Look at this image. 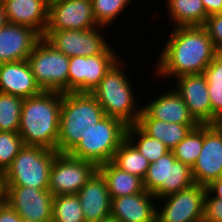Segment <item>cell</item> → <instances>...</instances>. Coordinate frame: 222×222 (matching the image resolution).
Here are the masks:
<instances>
[{
    "mask_svg": "<svg viewBox=\"0 0 222 222\" xmlns=\"http://www.w3.org/2000/svg\"><path fill=\"white\" fill-rule=\"evenodd\" d=\"M161 50L157 51L153 73L160 80H174L187 74L204 73L206 67L219 54L203 26L171 28ZM163 78V79H161Z\"/></svg>",
    "mask_w": 222,
    "mask_h": 222,
    "instance_id": "obj_1",
    "label": "cell"
},
{
    "mask_svg": "<svg viewBox=\"0 0 222 222\" xmlns=\"http://www.w3.org/2000/svg\"><path fill=\"white\" fill-rule=\"evenodd\" d=\"M61 104L62 92L58 91L24 98L18 133L25 145L57 151Z\"/></svg>",
    "mask_w": 222,
    "mask_h": 222,
    "instance_id": "obj_2",
    "label": "cell"
},
{
    "mask_svg": "<svg viewBox=\"0 0 222 222\" xmlns=\"http://www.w3.org/2000/svg\"><path fill=\"white\" fill-rule=\"evenodd\" d=\"M125 67L127 68L121 55L91 94L97 99L107 116L120 119L129 126L137 124L142 104L140 105L137 100L138 97L133 89L135 85L132 82L133 78L128 77Z\"/></svg>",
    "mask_w": 222,
    "mask_h": 222,
    "instance_id": "obj_3",
    "label": "cell"
},
{
    "mask_svg": "<svg viewBox=\"0 0 222 222\" xmlns=\"http://www.w3.org/2000/svg\"><path fill=\"white\" fill-rule=\"evenodd\" d=\"M105 116L91 93H62L57 152L69 153L83 138L87 126L97 124Z\"/></svg>",
    "mask_w": 222,
    "mask_h": 222,
    "instance_id": "obj_4",
    "label": "cell"
},
{
    "mask_svg": "<svg viewBox=\"0 0 222 222\" xmlns=\"http://www.w3.org/2000/svg\"><path fill=\"white\" fill-rule=\"evenodd\" d=\"M127 127L120 119L106 115L97 124L87 126L83 138L69 154L96 166L108 163L126 139Z\"/></svg>",
    "mask_w": 222,
    "mask_h": 222,
    "instance_id": "obj_5",
    "label": "cell"
},
{
    "mask_svg": "<svg viewBox=\"0 0 222 222\" xmlns=\"http://www.w3.org/2000/svg\"><path fill=\"white\" fill-rule=\"evenodd\" d=\"M57 151L24 145L3 174L4 186L48 189L50 171Z\"/></svg>",
    "mask_w": 222,
    "mask_h": 222,
    "instance_id": "obj_6",
    "label": "cell"
},
{
    "mask_svg": "<svg viewBox=\"0 0 222 222\" xmlns=\"http://www.w3.org/2000/svg\"><path fill=\"white\" fill-rule=\"evenodd\" d=\"M27 61L36 83L43 91L68 93V56L55 50L41 38L34 46Z\"/></svg>",
    "mask_w": 222,
    "mask_h": 222,
    "instance_id": "obj_7",
    "label": "cell"
},
{
    "mask_svg": "<svg viewBox=\"0 0 222 222\" xmlns=\"http://www.w3.org/2000/svg\"><path fill=\"white\" fill-rule=\"evenodd\" d=\"M195 184L191 167L176 160L172 151L150 163L143 179L144 189L157 200Z\"/></svg>",
    "mask_w": 222,
    "mask_h": 222,
    "instance_id": "obj_8",
    "label": "cell"
},
{
    "mask_svg": "<svg viewBox=\"0 0 222 222\" xmlns=\"http://www.w3.org/2000/svg\"><path fill=\"white\" fill-rule=\"evenodd\" d=\"M106 28L109 27L99 25L88 30H46L42 38L69 58L94 56L102 54L112 45L108 42L111 39H107L109 37L105 33Z\"/></svg>",
    "mask_w": 222,
    "mask_h": 222,
    "instance_id": "obj_9",
    "label": "cell"
},
{
    "mask_svg": "<svg viewBox=\"0 0 222 222\" xmlns=\"http://www.w3.org/2000/svg\"><path fill=\"white\" fill-rule=\"evenodd\" d=\"M205 194L206 186L194 184L158 199L156 222H202Z\"/></svg>",
    "mask_w": 222,
    "mask_h": 222,
    "instance_id": "obj_10",
    "label": "cell"
},
{
    "mask_svg": "<svg viewBox=\"0 0 222 222\" xmlns=\"http://www.w3.org/2000/svg\"><path fill=\"white\" fill-rule=\"evenodd\" d=\"M111 45L99 55L69 58L68 93L89 92L99 84L111 66L121 57Z\"/></svg>",
    "mask_w": 222,
    "mask_h": 222,
    "instance_id": "obj_11",
    "label": "cell"
},
{
    "mask_svg": "<svg viewBox=\"0 0 222 222\" xmlns=\"http://www.w3.org/2000/svg\"><path fill=\"white\" fill-rule=\"evenodd\" d=\"M97 170L88 160L57 152L50 171L48 190L53 196L77 194Z\"/></svg>",
    "mask_w": 222,
    "mask_h": 222,
    "instance_id": "obj_12",
    "label": "cell"
},
{
    "mask_svg": "<svg viewBox=\"0 0 222 222\" xmlns=\"http://www.w3.org/2000/svg\"><path fill=\"white\" fill-rule=\"evenodd\" d=\"M4 187V201L21 218L33 222H52L54 196L48 189L27 186Z\"/></svg>",
    "mask_w": 222,
    "mask_h": 222,
    "instance_id": "obj_13",
    "label": "cell"
},
{
    "mask_svg": "<svg viewBox=\"0 0 222 222\" xmlns=\"http://www.w3.org/2000/svg\"><path fill=\"white\" fill-rule=\"evenodd\" d=\"M97 26L91 0H49L46 30H88Z\"/></svg>",
    "mask_w": 222,
    "mask_h": 222,
    "instance_id": "obj_14",
    "label": "cell"
},
{
    "mask_svg": "<svg viewBox=\"0 0 222 222\" xmlns=\"http://www.w3.org/2000/svg\"><path fill=\"white\" fill-rule=\"evenodd\" d=\"M195 184L207 186L222 176V126L203 124V147L191 167Z\"/></svg>",
    "mask_w": 222,
    "mask_h": 222,
    "instance_id": "obj_15",
    "label": "cell"
},
{
    "mask_svg": "<svg viewBox=\"0 0 222 222\" xmlns=\"http://www.w3.org/2000/svg\"><path fill=\"white\" fill-rule=\"evenodd\" d=\"M175 79L172 87L184 100L193 118L199 124H211V103L205 75L187 74Z\"/></svg>",
    "mask_w": 222,
    "mask_h": 222,
    "instance_id": "obj_16",
    "label": "cell"
},
{
    "mask_svg": "<svg viewBox=\"0 0 222 222\" xmlns=\"http://www.w3.org/2000/svg\"><path fill=\"white\" fill-rule=\"evenodd\" d=\"M41 38L31 27L8 22L0 30V63L27 60Z\"/></svg>",
    "mask_w": 222,
    "mask_h": 222,
    "instance_id": "obj_17",
    "label": "cell"
},
{
    "mask_svg": "<svg viewBox=\"0 0 222 222\" xmlns=\"http://www.w3.org/2000/svg\"><path fill=\"white\" fill-rule=\"evenodd\" d=\"M86 222L110 217L111 197L102 174L96 170L77 193Z\"/></svg>",
    "mask_w": 222,
    "mask_h": 222,
    "instance_id": "obj_18",
    "label": "cell"
},
{
    "mask_svg": "<svg viewBox=\"0 0 222 222\" xmlns=\"http://www.w3.org/2000/svg\"><path fill=\"white\" fill-rule=\"evenodd\" d=\"M157 198L144 190L111 200L110 216L120 222H156Z\"/></svg>",
    "mask_w": 222,
    "mask_h": 222,
    "instance_id": "obj_19",
    "label": "cell"
},
{
    "mask_svg": "<svg viewBox=\"0 0 222 222\" xmlns=\"http://www.w3.org/2000/svg\"><path fill=\"white\" fill-rule=\"evenodd\" d=\"M161 91L157 98V93H154L155 96L152 97L154 100L145 101V99H142L143 102H146L142 105V108L153 119L178 124H199L190 114L184 100L172 86L166 88V90L161 89Z\"/></svg>",
    "mask_w": 222,
    "mask_h": 222,
    "instance_id": "obj_20",
    "label": "cell"
},
{
    "mask_svg": "<svg viewBox=\"0 0 222 222\" xmlns=\"http://www.w3.org/2000/svg\"><path fill=\"white\" fill-rule=\"evenodd\" d=\"M0 92L28 98L43 90L36 83L29 62L20 60L0 63Z\"/></svg>",
    "mask_w": 222,
    "mask_h": 222,
    "instance_id": "obj_21",
    "label": "cell"
},
{
    "mask_svg": "<svg viewBox=\"0 0 222 222\" xmlns=\"http://www.w3.org/2000/svg\"><path fill=\"white\" fill-rule=\"evenodd\" d=\"M7 21L33 28L41 36L46 32L49 0H5Z\"/></svg>",
    "mask_w": 222,
    "mask_h": 222,
    "instance_id": "obj_22",
    "label": "cell"
},
{
    "mask_svg": "<svg viewBox=\"0 0 222 222\" xmlns=\"http://www.w3.org/2000/svg\"><path fill=\"white\" fill-rule=\"evenodd\" d=\"M137 125L148 135L161 141L170 151L199 124H178L153 119L143 108Z\"/></svg>",
    "mask_w": 222,
    "mask_h": 222,
    "instance_id": "obj_23",
    "label": "cell"
},
{
    "mask_svg": "<svg viewBox=\"0 0 222 222\" xmlns=\"http://www.w3.org/2000/svg\"><path fill=\"white\" fill-rule=\"evenodd\" d=\"M106 181L109 195L117 198L143 192V180L116 167L111 161L97 166Z\"/></svg>",
    "mask_w": 222,
    "mask_h": 222,
    "instance_id": "obj_24",
    "label": "cell"
},
{
    "mask_svg": "<svg viewBox=\"0 0 222 222\" xmlns=\"http://www.w3.org/2000/svg\"><path fill=\"white\" fill-rule=\"evenodd\" d=\"M167 17L175 27L204 26L208 17L202 0H166Z\"/></svg>",
    "mask_w": 222,
    "mask_h": 222,
    "instance_id": "obj_25",
    "label": "cell"
},
{
    "mask_svg": "<svg viewBox=\"0 0 222 222\" xmlns=\"http://www.w3.org/2000/svg\"><path fill=\"white\" fill-rule=\"evenodd\" d=\"M208 83L211 103V124L222 120V53H219L203 73Z\"/></svg>",
    "mask_w": 222,
    "mask_h": 222,
    "instance_id": "obj_26",
    "label": "cell"
},
{
    "mask_svg": "<svg viewBox=\"0 0 222 222\" xmlns=\"http://www.w3.org/2000/svg\"><path fill=\"white\" fill-rule=\"evenodd\" d=\"M119 169L144 179L149 161L126 138L119 146L111 161Z\"/></svg>",
    "mask_w": 222,
    "mask_h": 222,
    "instance_id": "obj_27",
    "label": "cell"
},
{
    "mask_svg": "<svg viewBox=\"0 0 222 222\" xmlns=\"http://www.w3.org/2000/svg\"><path fill=\"white\" fill-rule=\"evenodd\" d=\"M126 138L149 163L155 162L170 151L161 141L146 134L137 124L127 127Z\"/></svg>",
    "mask_w": 222,
    "mask_h": 222,
    "instance_id": "obj_28",
    "label": "cell"
},
{
    "mask_svg": "<svg viewBox=\"0 0 222 222\" xmlns=\"http://www.w3.org/2000/svg\"><path fill=\"white\" fill-rule=\"evenodd\" d=\"M52 222H86L77 194L54 196Z\"/></svg>",
    "mask_w": 222,
    "mask_h": 222,
    "instance_id": "obj_29",
    "label": "cell"
},
{
    "mask_svg": "<svg viewBox=\"0 0 222 222\" xmlns=\"http://www.w3.org/2000/svg\"><path fill=\"white\" fill-rule=\"evenodd\" d=\"M203 147V124L190 130L171 151L176 160L192 167Z\"/></svg>",
    "mask_w": 222,
    "mask_h": 222,
    "instance_id": "obj_30",
    "label": "cell"
},
{
    "mask_svg": "<svg viewBox=\"0 0 222 222\" xmlns=\"http://www.w3.org/2000/svg\"><path fill=\"white\" fill-rule=\"evenodd\" d=\"M24 98L0 92V131L18 132Z\"/></svg>",
    "mask_w": 222,
    "mask_h": 222,
    "instance_id": "obj_31",
    "label": "cell"
},
{
    "mask_svg": "<svg viewBox=\"0 0 222 222\" xmlns=\"http://www.w3.org/2000/svg\"><path fill=\"white\" fill-rule=\"evenodd\" d=\"M93 15L96 22L105 27H110L112 24L121 18L124 12L131 9L132 0H91ZM130 4V5H129ZM126 8V9H125Z\"/></svg>",
    "mask_w": 222,
    "mask_h": 222,
    "instance_id": "obj_32",
    "label": "cell"
},
{
    "mask_svg": "<svg viewBox=\"0 0 222 222\" xmlns=\"http://www.w3.org/2000/svg\"><path fill=\"white\" fill-rule=\"evenodd\" d=\"M18 132L0 131V172L4 174L24 147Z\"/></svg>",
    "mask_w": 222,
    "mask_h": 222,
    "instance_id": "obj_33",
    "label": "cell"
},
{
    "mask_svg": "<svg viewBox=\"0 0 222 222\" xmlns=\"http://www.w3.org/2000/svg\"><path fill=\"white\" fill-rule=\"evenodd\" d=\"M203 27L207 30L217 52L222 53V13L208 16Z\"/></svg>",
    "mask_w": 222,
    "mask_h": 222,
    "instance_id": "obj_34",
    "label": "cell"
},
{
    "mask_svg": "<svg viewBox=\"0 0 222 222\" xmlns=\"http://www.w3.org/2000/svg\"><path fill=\"white\" fill-rule=\"evenodd\" d=\"M202 222H222V199L212 197L207 191L204 197Z\"/></svg>",
    "mask_w": 222,
    "mask_h": 222,
    "instance_id": "obj_35",
    "label": "cell"
},
{
    "mask_svg": "<svg viewBox=\"0 0 222 222\" xmlns=\"http://www.w3.org/2000/svg\"><path fill=\"white\" fill-rule=\"evenodd\" d=\"M20 215L5 201L0 204V222H20Z\"/></svg>",
    "mask_w": 222,
    "mask_h": 222,
    "instance_id": "obj_36",
    "label": "cell"
},
{
    "mask_svg": "<svg viewBox=\"0 0 222 222\" xmlns=\"http://www.w3.org/2000/svg\"><path fill=\"white\" fill-rule=\"evenodd\" d=\"M206 191L214 198L222 199V176L211 181L206 186Z\"/></svg>",
    "mask_w": 222,
    "mask_h": 222,
    "instance_id": "obj_37",
    "label": "cell"
},
{
    "mask_svg": "<svg viewBox=\"0 0 222 222\" xmlns=\"http://www.w3.org/2000/svg\"><path fill=\"white\" fill-rule=\"evenodd\" d=\"M208 16L222 13V0H202Z\"/></svg>",
    "mask_w": 222,
    "mask_h": 222,
    "instance_id": "obj_38",
    "label": "cell"
},
{
    "mask_svg": "<svg viewBox=\"0 0 222 222\" xmlns=\"http://www.w3.org/2000/svg\"><path fill=\"white\" fill-rule=\"evenodd\" d=\"M8 23L7 18H6V14L4 11V6L3 3L0 2V30L2 27H4L6 24Z\"/></svg>",
    "mask_w": 222,
    "mask_h": 222,
    "instance_id": "obj_39",
    "label": "cell"
},
{
    "mask_svg": "<svg viewBox=\"0 0 222 222\" xmlns=\"http://www.w3.org/2000/svg\"><path fill=\"white\" fill-rule=\"evenodd\" d=\"M4 193H5L4 179H3V174L0 172V204L4 202Z\"/></svg>",
    "mask_w": 222,
    "mask_h": 222,
    "instance_id": "obj_40",
    "label": "cell"
},
{
    "mask_svg": "<svg viewBox=\"0 0 222 222\" xmlns=\"http://www.w3.org/2000/svg\"><path fill=\"white\" fill-rule=\"evenodd\" d=\"M100 222H120L118 219H115L113 217H108L106 219L101 220Z\"/></svg>",
    "mask_w": 222,
    "mask_h": 222,
    "instance_id": "obj_41",
    "label": "cell"
},
{
    "mask_svg": "<svg viewBox=\"0 0 222 222\" xmlns=\"http://www.w3.org/2000/svg\"><path fill=\"white\" fill-rule=\"evenodd\" d=\"M20 222H33V221H30V220H26V219L21 218Z\"/></svg>",
    "mask_w": 222,
    "mask_h": 222,
    "instance_id": "obj_42",
    "label": "cell"
}]
</instances>
